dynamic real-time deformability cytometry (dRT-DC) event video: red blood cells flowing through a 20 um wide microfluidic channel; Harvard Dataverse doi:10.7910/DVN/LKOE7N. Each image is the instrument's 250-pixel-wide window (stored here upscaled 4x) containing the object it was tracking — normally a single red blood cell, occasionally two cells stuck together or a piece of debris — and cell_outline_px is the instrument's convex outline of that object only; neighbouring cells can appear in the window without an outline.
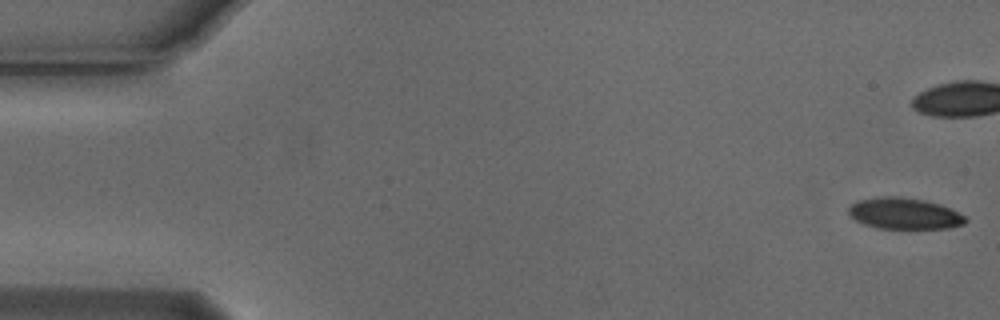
{"species": "Egyptian fruit bat (a non-hibernating species)", "species_latin": "Rousettus aegyptiacus", "temperature_condition": "cold", "stored_images_in_passage": 43, "camera_frame_rate_fps": 3000, "um_per_image_px": 0.085, "animal": {"sex": "male"}, "frame": {"image": 1, "passage_image": 1, "time_ms": 0.0, "image_size_px": [1000, 320], "cell_outline_px": [[968, 220], [964, 224], [948, 228], [876, 228], [864, 224], [848, 216], [848, 208], [856, 200], [880, 196], [900, 196], [924, 200], [940, 204], [964, 216]], "centroid_in_image_um": [76.81, 18.14], "position_along_channel_um": 8.2, "area_um2": 21.33}}
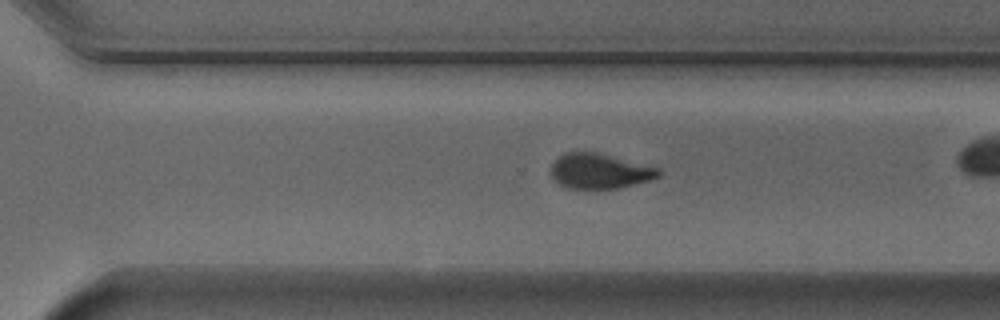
{"frame": {"image": 2, "passage_image": 37, "time_ms": 12.0, "image_size_px": [1000, 320], "cell_outline_px": [[664, 172], [660, 176], [648, 180], [620, 188], [568, 188], [560, 184], [552, 176], [552, 164], [560, 156], [568, 152], [592, 152], [660, 168]], "centroid_in_image_um": [51.0, 14.55], "position_along_channel_um": 319.6, "area_um2": 21.44}}